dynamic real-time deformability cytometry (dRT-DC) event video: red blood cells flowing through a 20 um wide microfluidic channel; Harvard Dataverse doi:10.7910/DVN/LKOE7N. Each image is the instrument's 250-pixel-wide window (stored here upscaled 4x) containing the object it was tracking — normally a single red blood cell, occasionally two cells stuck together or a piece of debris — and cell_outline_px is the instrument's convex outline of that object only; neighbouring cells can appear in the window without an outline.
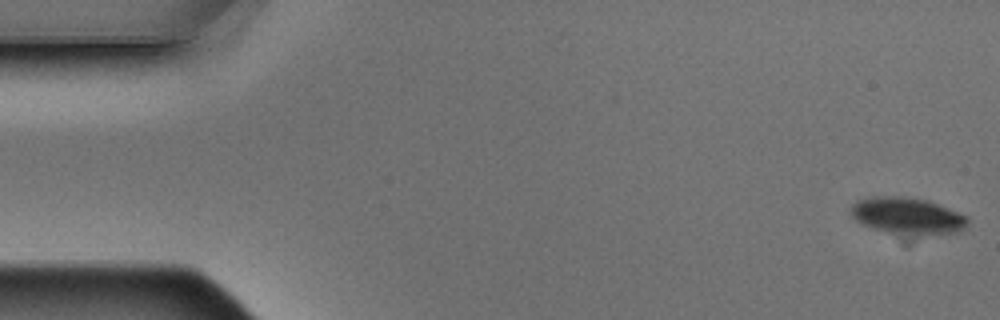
{"species": "Egyptian fruit bat (a non-hibernating species)", "species_latin": "Rousettus aegyptiacus", "temperature_condition": "warm", "stored_images_in_passage": 9, "camera_frame_rate_fps": 3000, "um_per_image_px": 0.085, "animal": {"sex": "male"}, "frame": {"image": 1, "passage_image": 1, "time_ms": 0.0, "image_size_px": [1000, 320], "cell_outline_px": [[968, 220], [964, 228], [956, 232], [888, 232], [872, 228], [856, 220], [852, 216], [852, 204], [856, 200], [872, 196], [900, 196], [928, 200], [956, 212], [964, 216]], "centroid_in_image_um": [77.04, 18.28], "position_along_channel_um": 8.0, "area_um2": 23.76}}
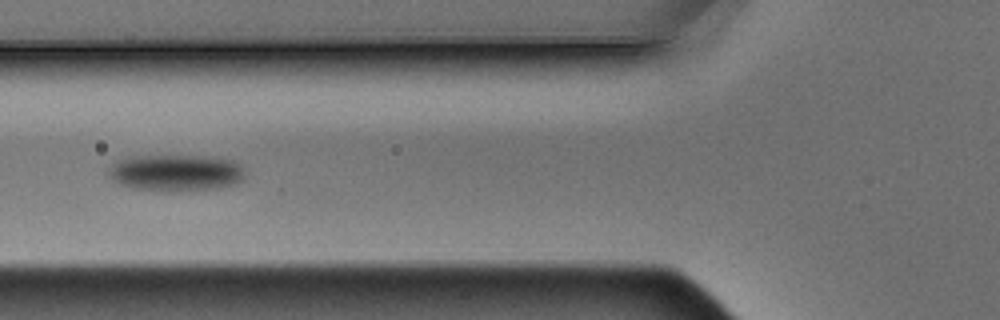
{"frame": {"image": 2, "passage_image": 6, "time_ms": 1.667, "image_size_px": [1000, 320], "cell_outline_px": [[244, 180], [236, 184], [220, 188], [164, 192], [132, 188], [116, 184], [108, 176], [108, 168], [116, 160], [128, 156], [212, 156], [236, 160], [244, 168]], "centroid_in_image_um": [14.94, 14.69], "position_along_channel_um": 110.9, "area_um2": 30.0}}
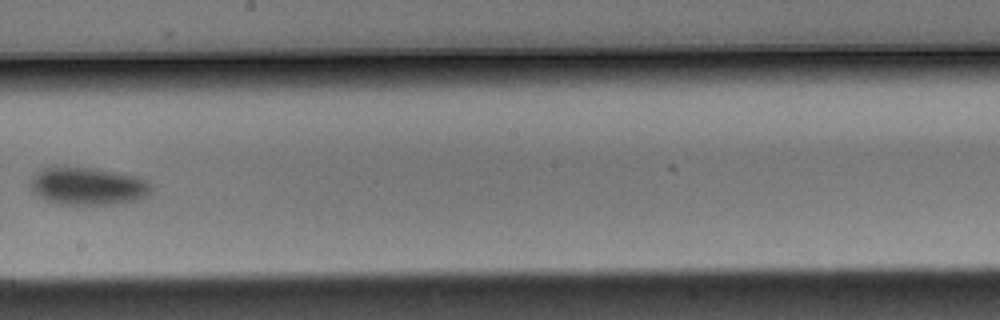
{"frame": {"image": 3, "passage_image": 9, "time_ms": 2.667, "image_size_px": [1000, 320], "cell_outline_px": [[152, 192], [148, 196], [140, 200], [120, 204], [60, 204], [48, 200], [32, 192], [28, 184], [32, 176], [40, 168], [48, 164], [52, 164], [96, 168], [140, 176], [152, 184]], "centroid_in_image_um": [7.46, 15.78], "position_along_channel_um": 240.7, "area_um2": 27.74}}